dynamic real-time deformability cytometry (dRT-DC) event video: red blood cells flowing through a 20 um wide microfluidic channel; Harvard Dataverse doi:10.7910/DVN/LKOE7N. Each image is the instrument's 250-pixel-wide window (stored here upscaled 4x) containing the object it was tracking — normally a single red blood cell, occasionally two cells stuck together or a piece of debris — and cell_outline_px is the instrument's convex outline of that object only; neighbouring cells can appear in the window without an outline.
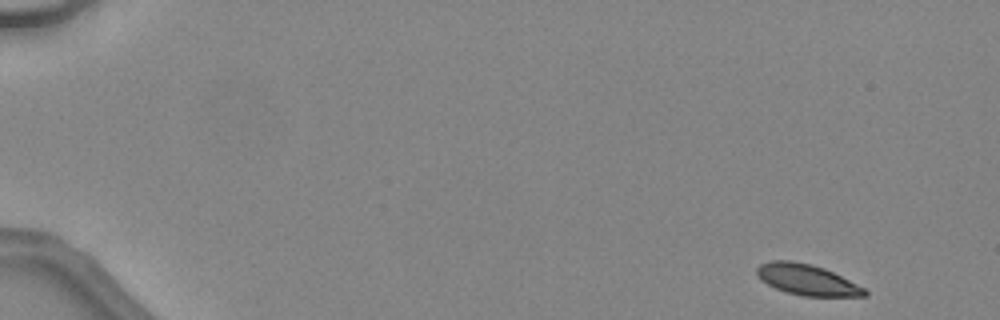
{"species": "common noctule bat (a hibernating species)", "species_latin": "Nyctalus noctula", "temperature_condition": "warm", "stored_images_in_passage": 45, "camera_frame_rate_fps": 3000, "um_per_image_px": 0.085, "animal": {"sex": "female", "body_mass_g": 24.6, "forearm_length_mm": 56.2}, "frame": {"image": 1, "passage_image": 1, "time_ms": 0.0, "image_size_px": [1000, 320], "cell_outline_px": [[868, 296], [804, 296], [788, 292], [776, 288], [760, 280], [756, 272], [756, 268], [760, 264], [772, 260], [792, 260], [812, 264], [824, 268], [864, 288], [868, 292]], "centroid_in_image_um": [68.57, 23.76], "position_along_channel_um": 16.4, "area_um2": 19.19}}
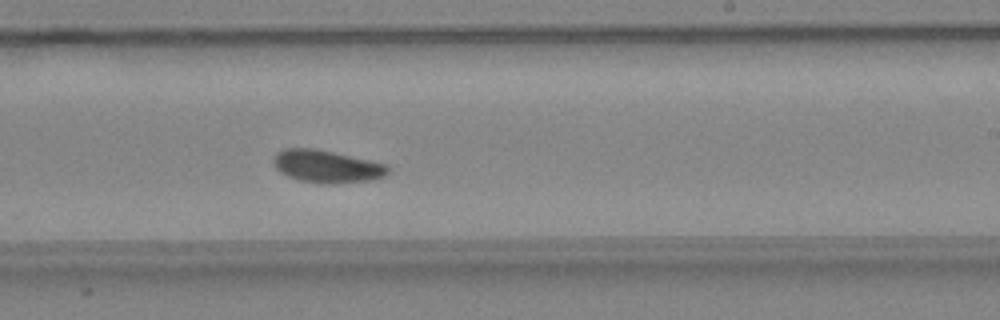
{"frame": {"image": 2, "passage_image": 28, "time_ms": 9.0, "image_size_px": [1000, 320], "cell_outline_px": [[392, 168], [384, 176], [376, 180], [332, 184], [320, 184], [296, 180], [280, 172], [276, 168], [272, 160], [276, 152], [284, 148], [312, 148], [332, 152], [388, 164]], "centroid_in_image_um": [27.79, 14.16], "position_along_channel_um": 261.2, "area_um2": 22.08}}
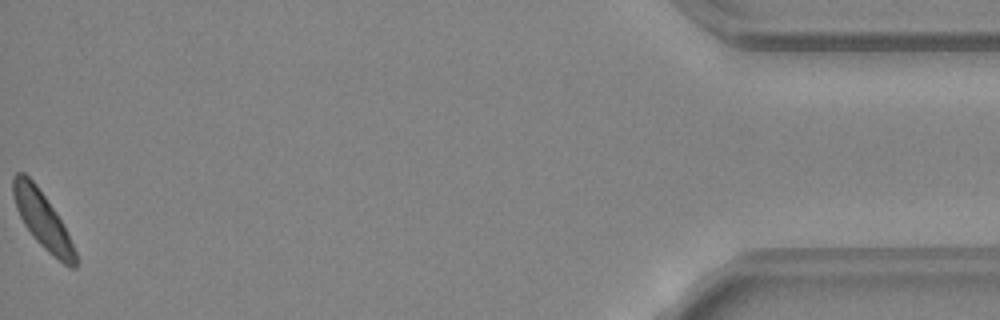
{"frame": {"image": 3, "passage_image": 45, "time_ms": 14.667, "image_size_px": [1000, 320], "cell_outline_px": [[76, 268], [72, 268], [64, 264], [48, 252], [32, 236], [24, 224], [16, 208], [12, 192], [12, 176], [16, 172], [24, 172], [36, 184], [60, 220], [76, 252]], "centroid_in_image_um": [3.56, 18.67], "position_along_channel_um": 431.6, "area_um2": 20.0}, "authors_computed_cell_mechanics": {"area_um2": 20.8658, "velocity_mm_per_s": 4.4862, "shape_relaxation_time_tau1_ms": 3.7824, "shape_relaxation_time_tau2_ms": null, "deformation_change_tau1": 0.1052, "deformation_change_tau2": null}}